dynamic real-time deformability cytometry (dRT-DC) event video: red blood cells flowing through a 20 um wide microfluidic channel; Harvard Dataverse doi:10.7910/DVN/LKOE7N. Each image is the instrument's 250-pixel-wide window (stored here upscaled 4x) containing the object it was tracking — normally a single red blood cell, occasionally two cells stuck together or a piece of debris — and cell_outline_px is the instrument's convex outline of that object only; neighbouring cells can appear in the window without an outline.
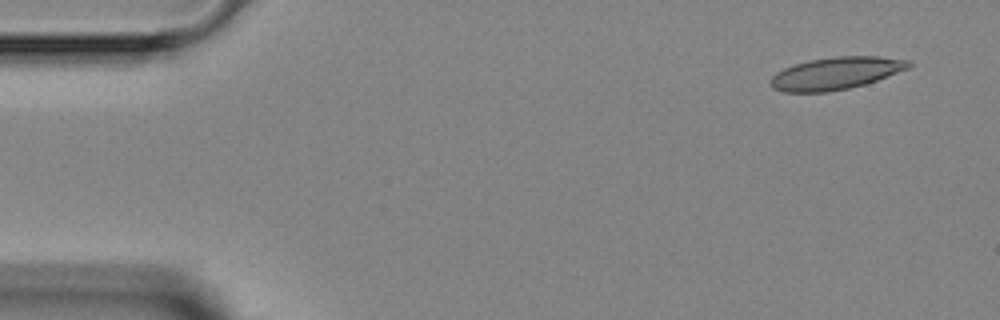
{"species": "Egyptian fruit bat (a non-hibernating species)", "species_latin": "Rousettus aegyptiacus", "temperature_condition": "room temperature", "stored_images_in_passage": 4, "camera_frame_rate_fps": 3000, "um_per_image_px": 0.085, "animal": {"sex": "female"}, "frame": {"image": 1, "passage_image": 1, "time_ms": 0.0, "image_size_px": [1000, 320], "cell_outline_px": [[912, 64], [908, 68], [876, 80], [864, 84], [848, 88], [828, 92], [784, 92], [772, 88], [768, 84], [772, 76], [776, 72], [792, 64], [808, 60], [836, 56], [876, 56], [912, 60]], "centroid_in_image_um": [71.0, 6.22], "position_along_channel_um": 14.0, "area_um2": 26.13}}